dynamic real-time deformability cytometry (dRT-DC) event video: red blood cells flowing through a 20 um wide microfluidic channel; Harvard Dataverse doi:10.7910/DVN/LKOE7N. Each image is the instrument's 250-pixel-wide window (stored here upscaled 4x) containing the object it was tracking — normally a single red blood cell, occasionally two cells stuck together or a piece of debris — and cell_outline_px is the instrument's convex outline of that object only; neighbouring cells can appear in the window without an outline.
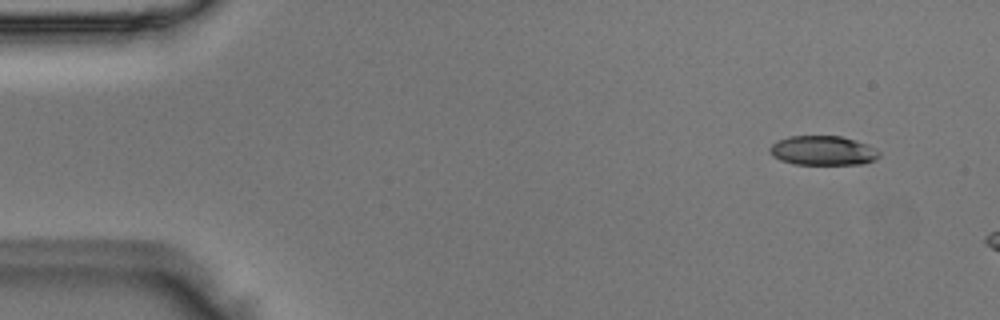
{"species": "Egyptian fruit bat (a non-hibernating species)", "species_latin": "Rousettus aegyptiacus", "temperature_condition": "room temperature", "stored_images_in_passage": 9, "camera_frame_rate_fps": 3000, "um_per_image_px": 0.085, "animal": {"sex": "male"}, "frame": {"image": 1, "passage_image": 3, "time_ms": 0.667, "image_size_px": [1000, 320], "cell_outline_px": [[880, 156], [876, 160], [864, 164], [796, 164], [780, 160], [772, 156], [768, 152], [768, 148], [772, 144], [788, 136], [840, 136], [856, 140], [868, 144], [880, 152]], "centroid_in_image_um": [69.96, 12.8], "position_along_channel_um": 15.0, "area_um2": 18.9}}